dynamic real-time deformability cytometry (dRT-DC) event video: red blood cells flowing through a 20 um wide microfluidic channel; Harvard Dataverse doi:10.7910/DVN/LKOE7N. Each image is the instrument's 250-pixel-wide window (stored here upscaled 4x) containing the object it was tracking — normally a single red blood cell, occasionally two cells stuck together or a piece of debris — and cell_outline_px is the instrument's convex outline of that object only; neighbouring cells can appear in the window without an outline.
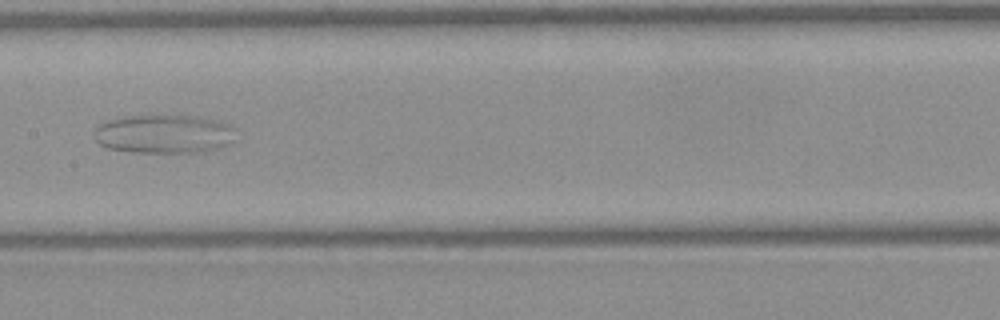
{"species": "Egyptian fruit bat (a non-hibernating species)", "species_latin": "Rousettus aegyptiacus", "temperature_condition": "warm", "stored_images_in_passage": 35, "camera_frame_rate_fps": 3000, "um_per_image_px": 0.085, "frame": {"image": 1, "passage_image": 26, "time_ms": 8.333, "image_size_px": [1000, 320], "cell_outline_px": [[236, 128], [232, 140], [228, 144], [220, 148], [204, 152], [132, 152], [108, 148], [100, 144], [96, 140], [96, 128], [100, 124], [108, 120], [124, 116], [192, 116], [216, 120], [232, 124]], "centroid_in_image_um": [13.98, 11.39], "position_along_channel_um": 193.4, "area_um2": 31.85}}
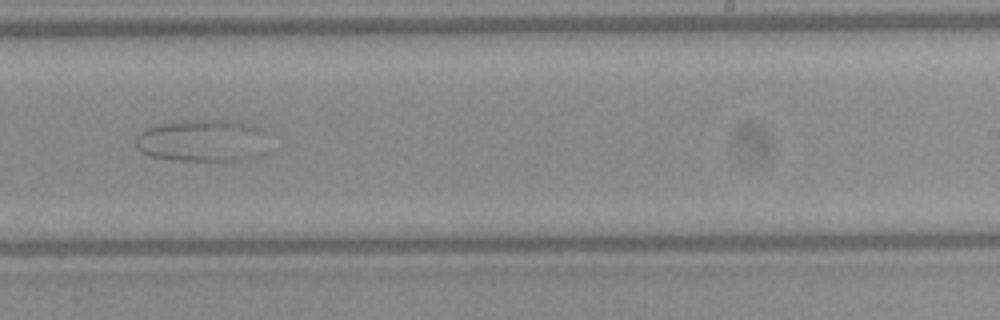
{"frame": {"image": 2, "passage_image": 32, "time_ms": 10.333, "image_size_px": [1000, 320], "cell_outline_px": [[272, 132], [264, 156], [248, 160], [176, 160], [152, 156], [140, 152], [136, 148], [136, 136], [144, 128], [160, 124], [184, 120], [232, 120], [260, 124]], "centroid_in_image_um": [17.4, 11.93], "position_along_channel_um": 271.6, "area_um2": 34.16}}
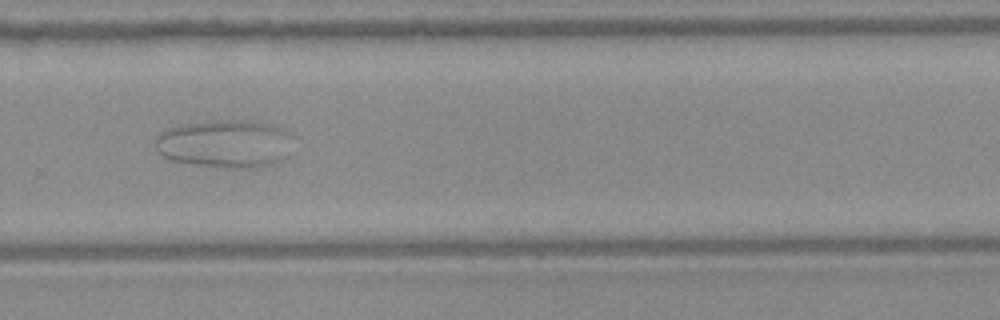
{"frame": {"image": 3, "passage_image": 35, "time_ms": 11.333, "image_size_px": [1000, 320], "cell_outline_px": [[292, 136], [284, 156], [280, 164], [252, 168], [228, 168], [192, 164], [172, 160], [164, 156], [156, 148], [156, 136], [164, 128], [180, 124], [216, 120], [232, 120], [260, 124], [284, 128]], "centroid_in_image_um": [19.08, 12.23], "position_along_channel_um": 310.7, "area_um2": 38.32}}